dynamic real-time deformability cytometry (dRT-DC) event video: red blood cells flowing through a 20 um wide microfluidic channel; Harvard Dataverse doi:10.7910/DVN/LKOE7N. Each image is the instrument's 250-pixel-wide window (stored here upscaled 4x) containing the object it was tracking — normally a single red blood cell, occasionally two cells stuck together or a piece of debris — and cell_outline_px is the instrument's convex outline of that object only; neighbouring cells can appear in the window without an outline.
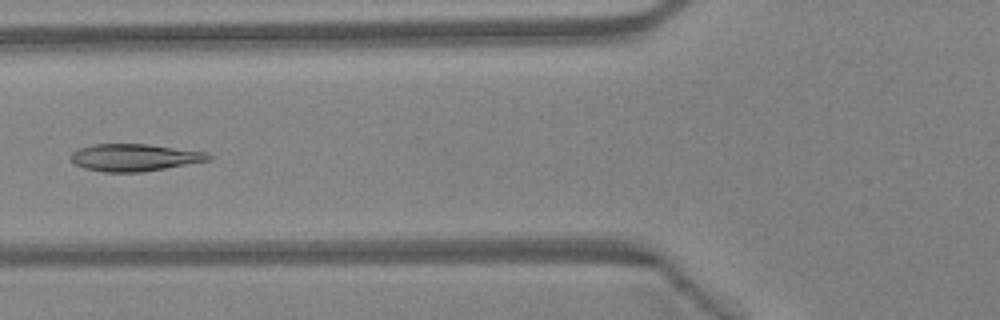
{"species": "Egyptian fruit bat (a non-hibernating species)", "species_latin": "Rousettus aegyptiacus", "temperature_condition": "warm", "stored_images_in_passage": 44, "camera_frame_rate_fps": 3000, "um_per_image_px": 0.085, "animal": {"sex": "female"}, "frame": {"image": 1, "passage_image": 17, "time_ms": 5.333, "image_size_px": [1000, 320], "cell_outline_px": [[212, 160], [140, 172], [104, 172], [84, 168], [76, 164], [72, 160], [72, 152], [76, 148], [92, 144], [148, 144], [208, 152], [212, 156]], "centroid_in_image_um": [11.44, 13.37], "position_along_channel_um": 114.4, "area_um2": 21.85}}
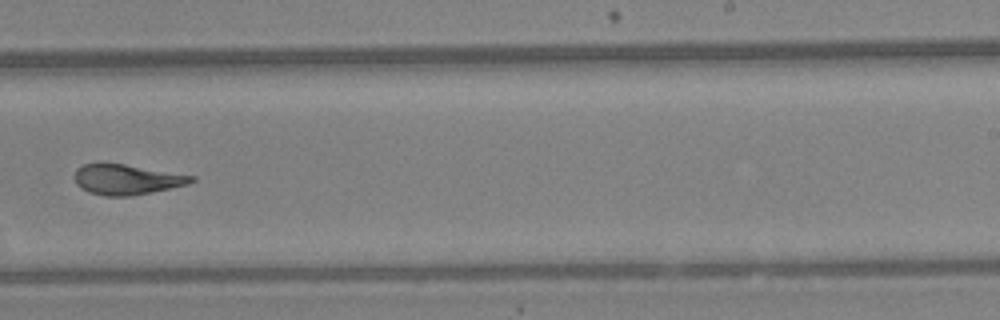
{"frame": {"image": 2, "passage_image": 28, "time_ms": 9.0, "image_size_px": [1000, 320], "cell_outline_px": [[196, 180], [188, 184], [128, 196], [104, 196], [88, 192], [80, 188], [76, 184], [76, 168], [84, 164], [124, 164], [196, 176]], "centroid_in_image_um": [10.76, 15.26], "position_along_channel_um": 278.2, "area_um2": 20.23}}
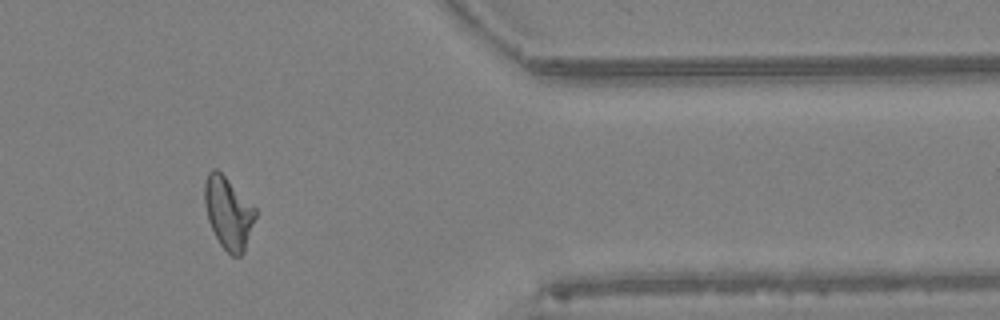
{"frame": {"image": 3, "passage_image": 37, "time_ms": 12.0, "image_size_px": [1000, 320], "cell_outline_px": [[256, 216], [244, 252], [240, 256], [232, 256], [220, 244], [208, 220], [204, 204], [204, 184], [208, 172], [212, 168], [216, 168], [256, 208]], "centroid_in_image_um": [19.4, 18.09], "position_along_channel_um": 392.0, "area_um2": 21.1}, "authors_computed_cell_mechanics": {"area_um2": 21.7906, "velocity_mm_per_s": 4.4847, "shape_relaxation_time_tau1_ms": null, "shape_relaxation_time_tau2_ms": 2.3212, "deformation_change_tau1": null, "deformation_change_tau2": 0.0645}}